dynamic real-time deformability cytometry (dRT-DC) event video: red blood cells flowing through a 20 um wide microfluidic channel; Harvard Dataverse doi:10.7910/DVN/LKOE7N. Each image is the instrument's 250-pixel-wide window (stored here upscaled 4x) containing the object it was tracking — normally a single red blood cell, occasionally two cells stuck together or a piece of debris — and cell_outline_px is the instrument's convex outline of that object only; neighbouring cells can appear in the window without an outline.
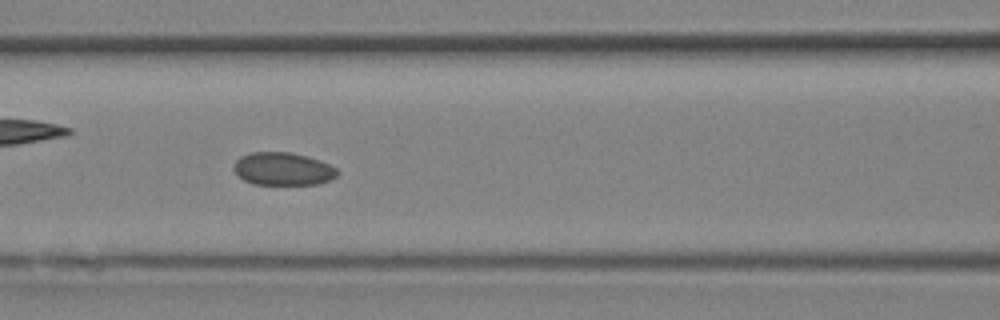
{"species": "Egyptian fruit bat (a non-hibernating species)", "species_latin": "Rousettus aegyptiacus", "temperature_condition": "room temperature", "stored_images_in_passage": 17, "camera_frame_rate_fps": 3000, "um_per_image_px": 0.085, "animal": {"sex": "female"}, "frame": {"image": 1, "passage_image": 12, "time_ms": 3.667, "image_size_px": [1000, 320], "cell_outline_px": [[340, 172], [336, 176], [328, 180], [316, 184], [252, 184], [244, 180], [232, 168], [236, 160], [240, 156], [252, 152], [288, 152], [308, 156], [320, 160], [336, 168]], "centroid_in_image_um": [24.04, 14.35], "position_along_channel_um": 142.6, "area_um2": 19.77}}